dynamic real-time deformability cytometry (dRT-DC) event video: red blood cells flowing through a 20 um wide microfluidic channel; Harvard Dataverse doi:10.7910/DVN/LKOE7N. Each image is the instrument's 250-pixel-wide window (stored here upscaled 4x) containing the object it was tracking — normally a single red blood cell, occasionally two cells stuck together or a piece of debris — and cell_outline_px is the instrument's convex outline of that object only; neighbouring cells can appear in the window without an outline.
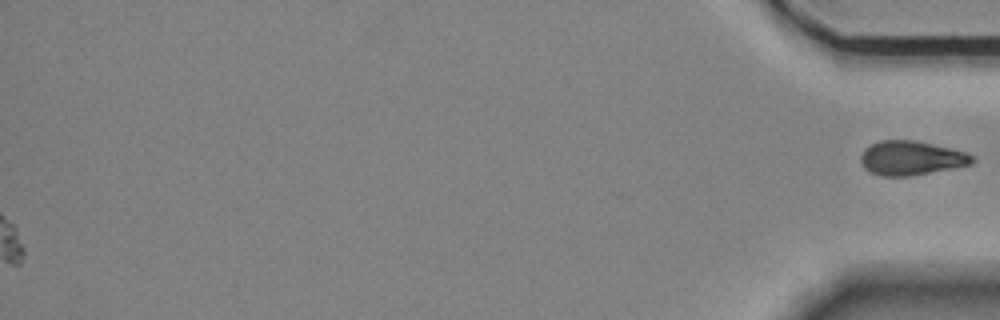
{"species": "Egyptian fruit bat (a non-hibernating species)", "species_latin": "Rousettus aegyptiacus", "temperature_condition": "room temperature", "stored_images_in_passage": 51, "camera_frame_rate_fps": 3000, "um_per_image_px": 0.085, "animal": {"sex": "female"}, "frame": {"image": 1, "passage_image": 51, "time_ms": 16.667, "image_size_px": [1000, 320], "cell_outline_px": [[976, 160], [972, 164], [956, 168], [912, 176], [880, 176], [868, 172], [864, 168], [860, 160], [860, 156], [864, 148], [880, 140], [916, 140], [968, 152]], "centroid_in_image_um": [77.46, 13.44], "position_along_channel_um": 357.7, "area_um2": 22.66}}